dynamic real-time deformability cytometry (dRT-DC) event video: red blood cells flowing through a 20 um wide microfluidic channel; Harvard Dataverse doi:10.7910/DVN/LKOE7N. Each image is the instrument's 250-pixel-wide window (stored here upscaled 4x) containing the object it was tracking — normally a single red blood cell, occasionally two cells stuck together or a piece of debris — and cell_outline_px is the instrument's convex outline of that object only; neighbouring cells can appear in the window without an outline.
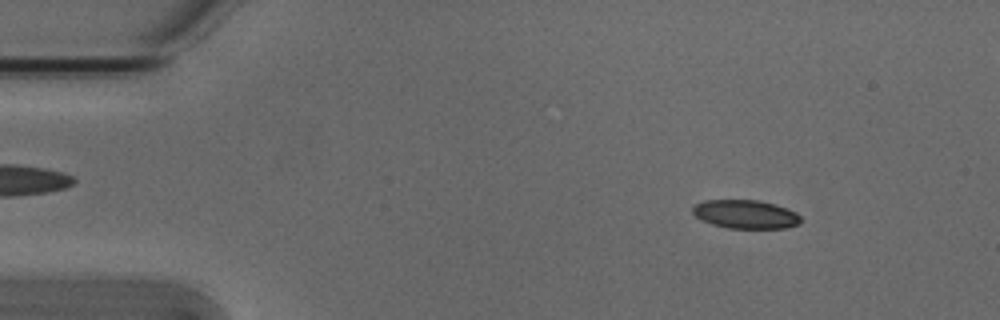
{"species": "Egyptian fruit bat (a non-hibernating species)", "species_latin": "Rousettus aegyptiacus", "temperature_condition": "cold", "stored_images_in_passage": 54, "camera_frame_rate_fps": 3000, "um_per_image_px": 0.085, "animal": {"sex": "male"}, "frame": {"image": 1, "passage_image": 7, "time_ms": 2.0, "image_size_px": [1000, 320], "cell_outline_px": [[800, 224], [784, 228], [728, 228], [712, 224], [696, 216], [692, 212], [692, 208], [696, 204], [704, 200], [756, 200], [776, 204], [788, 208], [796, 212], [800, 216]], "centroid_in_image_um": [63.4, 18.2], "position_along_channel_um": 21.6, "area_um2": 17.98}}
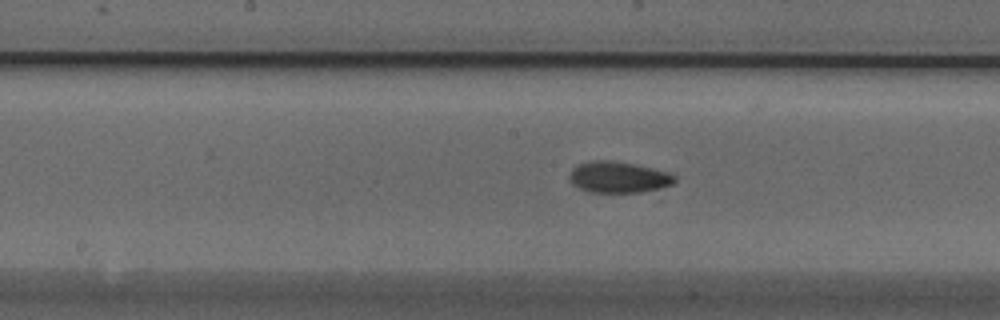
{"frame": {"image": 2, "passage_image": 27, "time_ms": 8.667, "image_size_px": [1000, 320], "cell_outline_px": [[676, 180], [672, 184], [640, 192], [588, 192], [572, 184], [568, 180], [568, 176], [572, 168], [580, 164], [592, 160], [608, 160], [636, 164], [668, 172], [676, 176]], "centroid_in_image_um": [52.52, 15.05], "position_along_channel_um": 195.7, "area_um2": 19.07}}
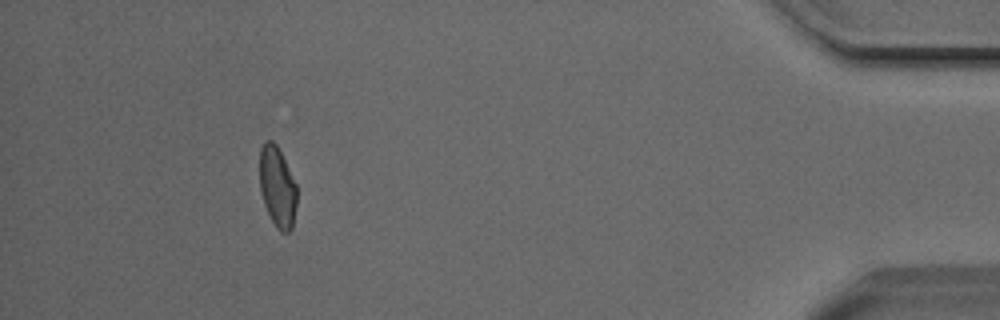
{"frame": {"image": 3, "passage_image": 49, "time_ms": 16.0, "image_size_px": [1000, 320], "cell_outline_px": [[296, 204], [292, 228], [288, 232], [280, 232], [276, 228], [264, 204], [260, 192], [260, 148], [264, 140], [272, 140], [276, 144], [296, 184]], "centroid_in_image_um": [23.56, 15.88], "position_along_channel_um": 411.6, "area_um2": 17.34}, "authors_computed_cell_mechanics": {"area_um2": 18.5249, "velocity_mm_per_s": 3.8183, "shape_relaxation_time_tau1_ms": 4.0675, "shape_relaxation_time_tau2_ms": 5.5795, "deformation_change_tau1": 0.095, "deformation_change_tau2": 0.0946}}